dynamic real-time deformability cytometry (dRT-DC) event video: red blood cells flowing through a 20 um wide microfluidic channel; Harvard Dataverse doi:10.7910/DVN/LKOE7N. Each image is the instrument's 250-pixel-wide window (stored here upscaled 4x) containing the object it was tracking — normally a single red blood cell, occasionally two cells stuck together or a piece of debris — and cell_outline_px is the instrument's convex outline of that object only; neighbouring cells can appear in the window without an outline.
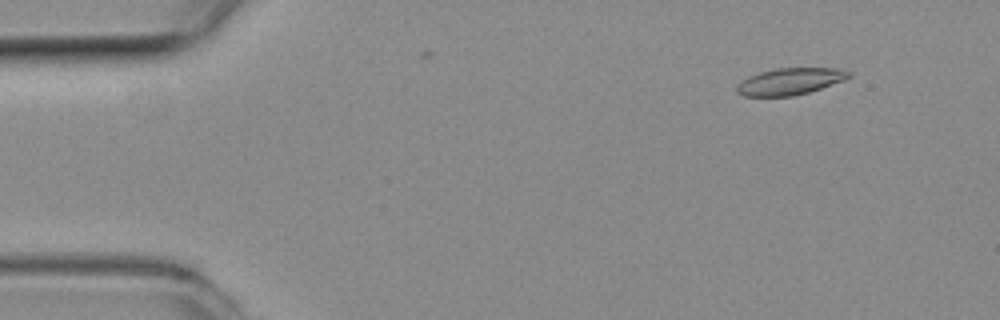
{"species": "common noctule bat (a hibernating species)", "species_latin": "Nyctalus noctula", "temperature_condition": "room temperature", "stored_images_in_passage": 8, "camera_frame_rate_fps": 3000, "um_per_image_px": 0.085, "animal": {"sex": "female", "body_mass_g": 19.3, "forearm_length_mm": 54.1}, "frame": {"image": 1, "passage_image": 6, "time_ms": 1.667, "image_size_px": [1000, 320], "cell_outline_px": [[852, 76], [844, 80], [808, 92], [792, 96], [744, 96], [736, 92], [736, 84], [760, 72], [776, 68], [836, 68], [852, 72]], "centroid_in_image_um": [67.16, 6.92], "position_along_channel_um": 17.8, "area_um2": 17.28}}